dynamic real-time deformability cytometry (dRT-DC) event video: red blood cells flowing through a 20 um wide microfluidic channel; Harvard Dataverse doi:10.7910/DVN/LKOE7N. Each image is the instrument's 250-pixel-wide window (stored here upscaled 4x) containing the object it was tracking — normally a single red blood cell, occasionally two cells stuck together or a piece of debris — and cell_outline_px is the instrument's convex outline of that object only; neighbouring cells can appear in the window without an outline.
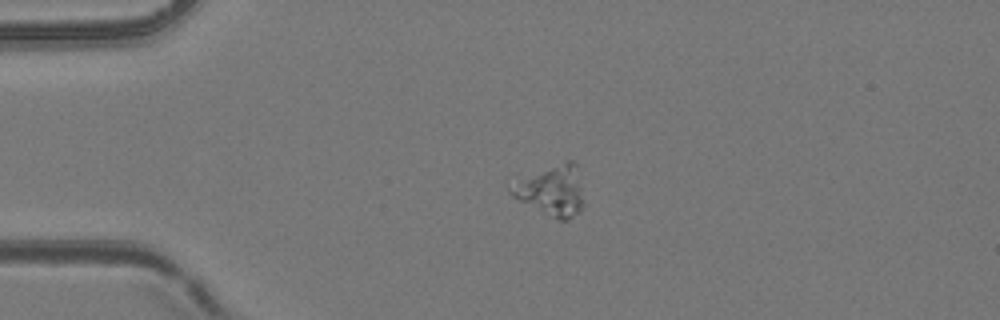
{"species": "common noctule bat (a hibernating species)", "species_latin": "Nyctalus noctula", "temperature_condition": "room temperature", "stored_images_in_passage": 6, "camera_frame_rate_fps": 3000, "um_per_image_px": 0.085, "animal": {"sex": "female", "body_mass_g": 24.6, "forearm_length_mm": 56.2}, "frame": {"image": 1, "passage_image": 5, "time_ms": 1.333, "image_size_px": [1000, 320], "cell_outline_px": [[584, 204], [580, 212], [568, 220], [560, 220], [512, 196], [508, 192], [508, 188], [568, 160], [572, 160], [576, 164]], "centroid_in_image_um": [47.0, 16.26], "position_along_channel_um": 38.0, "area_um2": 19.83}}